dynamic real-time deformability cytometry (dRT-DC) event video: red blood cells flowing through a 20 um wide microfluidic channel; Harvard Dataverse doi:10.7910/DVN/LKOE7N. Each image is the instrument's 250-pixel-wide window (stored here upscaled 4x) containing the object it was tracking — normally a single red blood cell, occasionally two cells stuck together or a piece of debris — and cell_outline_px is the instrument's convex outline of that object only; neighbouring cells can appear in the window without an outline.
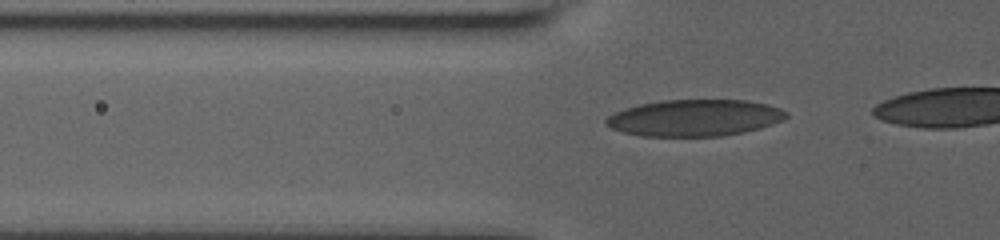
{"species": "human", "species_latin": "Homo sapiens", "temperature_condition": "room temperature", "stored_images_in_passage": 12, "segment_of_instrument_passage": [1, 2], "camera_frame_rate_fps": 3000, "um_per_image_px": 0.085, "donor": {"sex": "male"}, "frame": {"image": 1, "passage_image": 7, "time_ms": 3.0, "image_size_px": [1000, 240], "cell_outline_px": [[788, 116], [784, 120], [760, 128], [744, 132], [720, 136], [640, 136], [624, 132], [612, 128], [604, 124], [604, 120], [608, 116], [624, 108], [640, 104], [660, 100], [744, 100], [768, 104], [780, 108], [788, 112]], "centroid_in_image_um": [59.05, 10.01], "position_along_channel_um": 66.7, "area_um2": 38.55}}
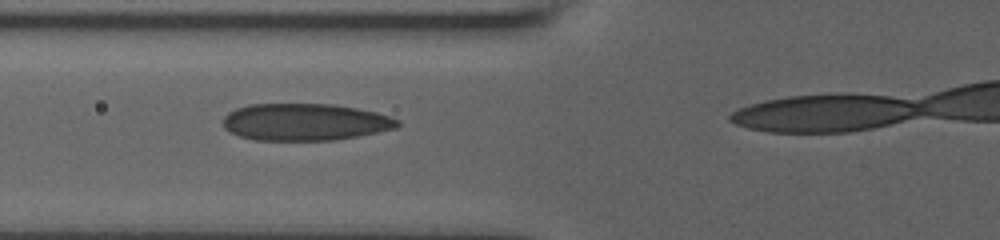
{"frame": {"image": 2, "passage_image": 9, "time_ms": 4.0, "image_size_px": [1000, 240], "cell_outline_px": [[400, 124], [396, 128], [356, 136], [332, 140], [256, 140], [240, 136], [228, 132], [224, 128], [224, 116], [228, 112], [236, 108], [248, 104], [332, 104], [356, 108], [376, 112], [392, 116], [400, 120]], "centroid_in_image_um": [25.91, 10.36], "position_along_channel_um": 99.9, "area_um2": 37.69}}
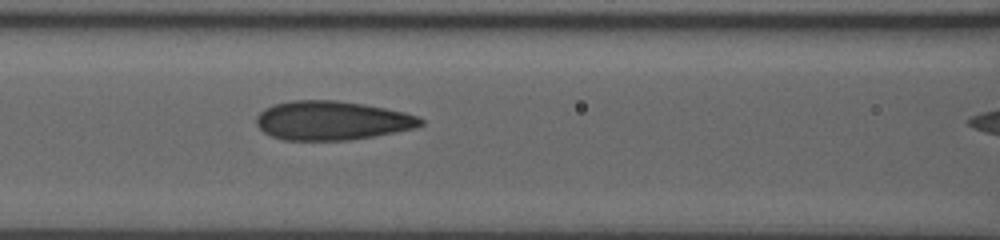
{"frame": {"image": 3, "passage_image": 11, "time_ms": 5.0, "image_size_px": [1000, 240], "cell_outline_px": [[424, 124], [416, 128], [372, 136], [348, 140], [284, 140], [272, 136], [264, 132], [256, 124], [256, 116], [264, 108], [272, 104], [292, 100], [336, 100], [364, 104], [404, 112], [416, 116], [424, 120]], "centroid_in_image_um": [28.19, 10.24], "position_along_channel_um": 138.4, "area_um2": 37.34}}